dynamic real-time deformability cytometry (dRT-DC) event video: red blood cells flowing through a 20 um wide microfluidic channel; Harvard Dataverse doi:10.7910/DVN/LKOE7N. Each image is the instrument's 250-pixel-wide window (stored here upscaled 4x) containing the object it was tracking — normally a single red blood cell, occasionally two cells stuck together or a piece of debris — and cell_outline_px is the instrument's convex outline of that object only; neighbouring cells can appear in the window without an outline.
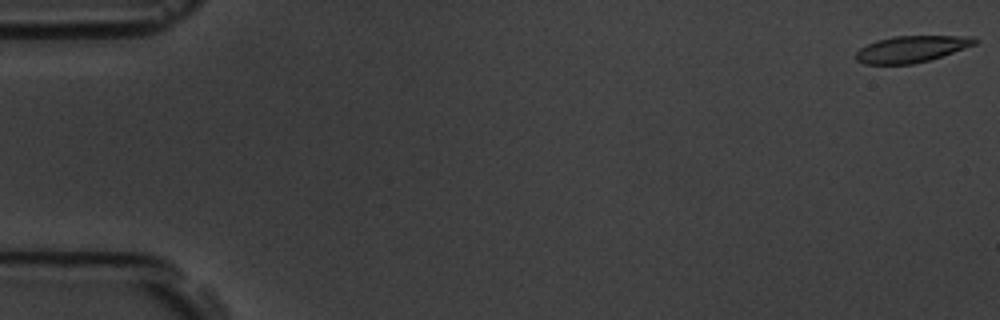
{"species": "common noctule bat (a hibernating species)", "species_latin": "Nyctalus noctula", "temperature_condition": "room temperature", "stored_images_in_passage": 9, "camera_frame_rate_fps": 3000, "um_per_image_px": 0.085, "animal": {"sex": "male", "body_mass_g": 19.5, "forearm_length_mm": 54.6}, "frame": {"image": 1, "passage_image": 1, "time_ms": 0.0, "image_size_px": [1000, 320], "cell_outline_px": [[980, 40], [976, 44], [928, 60], [912, 64], [864, 64], [856, 60], [856, 52], [860, 48], [876, 40], [896, 36], [972, 36]], "centroid_in_image_um": [77.47, 4.16], "position_along_channel_um": 7.5, "area_um2": 18.21}}
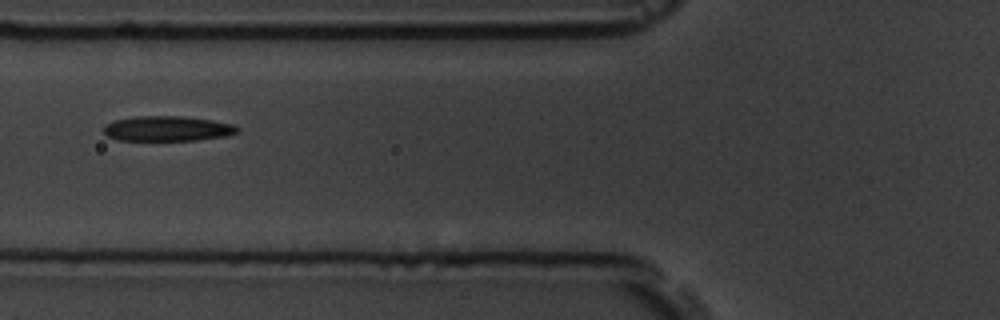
{"frame": {"image": 2, "passage_image": 7, "time_ms": 2.0, "image_size_px": [1000, 320], "cell_outline_px": [[240, 132], [228, 136], [196, 140], [116, 140], [108, 136], [104, 132], [104, 124], [116, 120], [136, 116], [184, 116], [212, 120], [232, 124], [240, 128]], "centroid_in_image_um": [14.27, 10.93], "position_along_channel_um": 111.5, "area_um2": 19.65}}
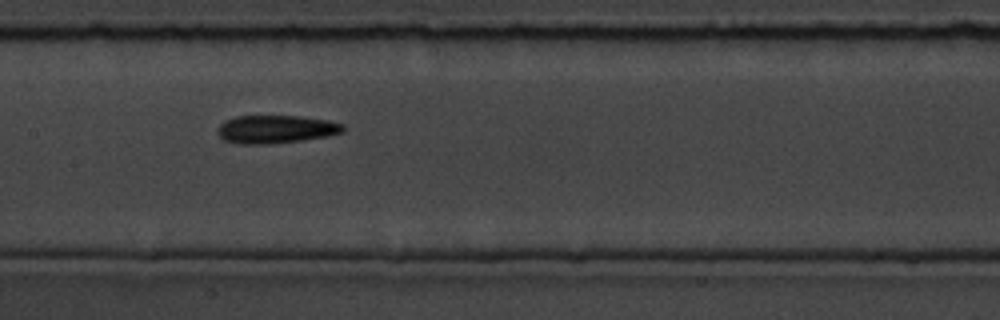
{"frame": {"image": 3, "passage_image": 9, "time_ms": 2.667, "image_size_px": [1000, 320], "cell_outline_px": [[344, 132], [328, 136], [272, 144], [236, 144], [224, 140], [216, 132], [216, 128], [224, 120], [236, 116], [300, 116], [328, 120], [344, 124]], "centroid_in_image_um": [23.42, 10.98], "position_along_channel_um": 184.0, "area_um2": 20.75}}